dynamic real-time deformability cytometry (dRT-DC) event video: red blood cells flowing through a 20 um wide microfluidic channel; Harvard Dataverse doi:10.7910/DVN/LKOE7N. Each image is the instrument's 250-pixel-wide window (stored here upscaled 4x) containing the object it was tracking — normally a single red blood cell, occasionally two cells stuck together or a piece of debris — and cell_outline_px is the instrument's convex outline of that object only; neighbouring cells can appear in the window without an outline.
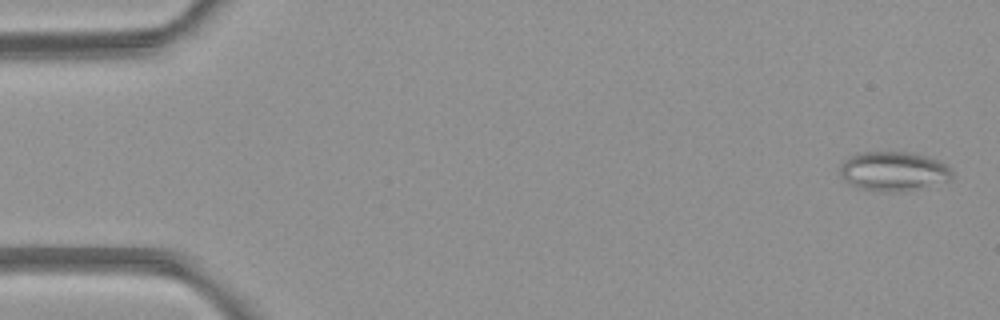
{"species": "common noctule bat (a hibernating species)", "species_latin": "Nyctalus noctula", "temperature_condition": "room temperature", "stored_images_in_passage": 4, "camera_frame_rate_fps": 3000, "um_per_image_px": 0.085, "animal": {"sex": "female", "body_mass_g": 21.9}, "frame": {"image": 1, "passage_image": 1, "time_ms": 0.0, "image_size_px": [1000, 320], "cell_outline_px": [[952, 180], [912, 188], [860, 188], [844, 180], [840, 172], [840, 164], [844, 160], [852, 156], [864, 152], [912, 152], [936, 160], [952, 168]], "centroid_in_image_um": [75.95, 14.48], "position_along_channel_um": 9.0, "area_um2": 24.28}}